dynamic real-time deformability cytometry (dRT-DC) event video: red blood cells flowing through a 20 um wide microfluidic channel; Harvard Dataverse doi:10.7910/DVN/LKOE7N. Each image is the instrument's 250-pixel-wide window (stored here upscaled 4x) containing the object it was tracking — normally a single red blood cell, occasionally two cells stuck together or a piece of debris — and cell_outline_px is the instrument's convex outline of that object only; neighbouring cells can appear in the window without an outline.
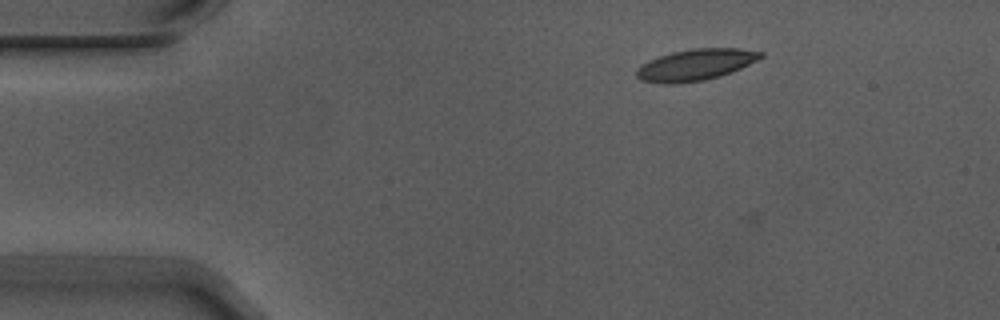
{"species": "Egyptian fruit bat (a non-hibernating species)", "species_latin": "Rousettus aegyptiacus", "temperature_condition": "warm", "stored_images_in_passage": 5, "camera_frame_rate_fps": 3000, "um_per_image_px": 0.085, "animal": {"sex": "male"}, "frame": {"image": 1, "passage_image": 3, "time_ms": 0.667, "image_size_px": [1000, 320], "cell_outline_px": [[764, 56], [740, 68], [720, 76], [704, 80], [676, 84], [660, 84], [640, 80], [636, 76], [636, 68], [640, 64], [648, 60], [672, 52], [692, 48], [740, 48], [764, 52]], "centroid_in_image_um": [59.07, 5.51], "position_along_channel_um": 25.9, "area_um2": 22.83}}